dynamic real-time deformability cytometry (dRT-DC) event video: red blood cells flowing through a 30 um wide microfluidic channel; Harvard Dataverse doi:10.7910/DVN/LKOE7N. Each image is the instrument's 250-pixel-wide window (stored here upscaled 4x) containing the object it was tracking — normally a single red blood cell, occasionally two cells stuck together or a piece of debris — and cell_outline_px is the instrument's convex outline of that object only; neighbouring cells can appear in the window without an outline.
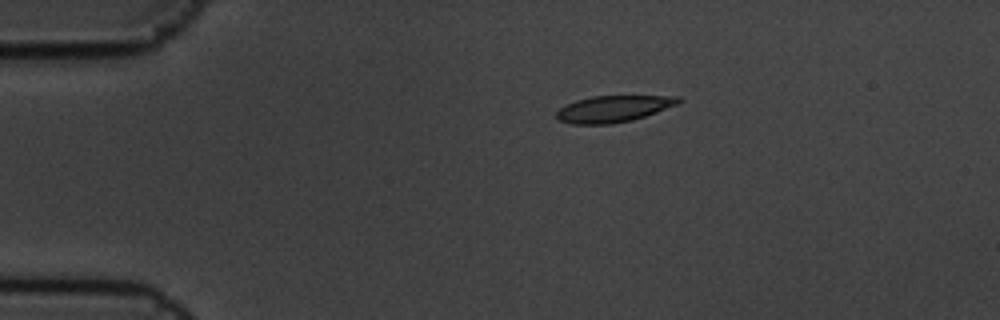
{"species": "common noctule bat (a hibernating species)", "species_latin": "Nyctalus noctula", "temperature_condition": "cold", "stored_images_in_passage": 4, "camera_frame_rate_fps": 3000, "um_per_image_px": 0.085, "animal": {"sex": "male", "body_mass_g": 19.5, "forearm_length_mm": 54.6}, "frame": {"image": 1, "passage_image": 1, "time_ms": 0.0, "image_size_px": [1000, 320], "cell_outline_px": [[680, 104], [632, 120], [612, 124], [572, 124], [560, 120], [556, 116], [556, 112], [560, 108], [576, 100], [592, 96], [680, 96]], "centroid_in_image_um": [52.16, 9.25], "position_along_channel_um": 32.8, "area_um2": 18.73}}
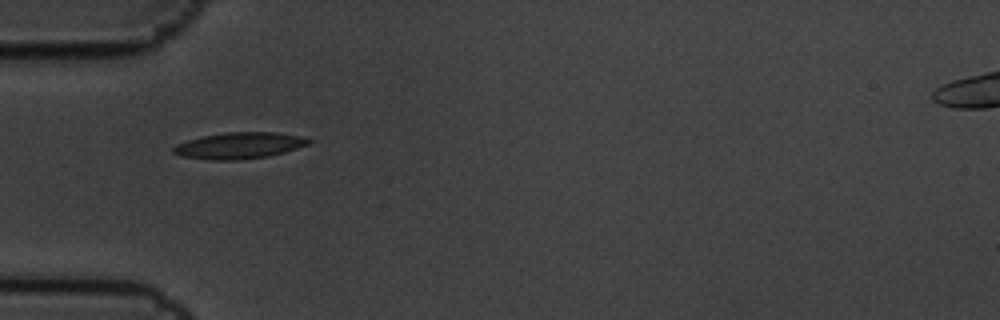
{"frame": {"image": 2, "passage_image": 3, "time_ms": 0.667, "image_size_px": [1000, 320], "cell_outline_px": [[312, 140], [308, 144], [284, 152], [268, 156], [240, 160], [212, 160], [180, 156], [172, 152], [172, 148], [176, 144], [188, 140], [204, 136], [228, 132], [276, 132], [300, 136]], "centroid_in_image_um": [20.31, 12.37], "position_along_channel_um": 64.7, "area_um2": 20.63}}
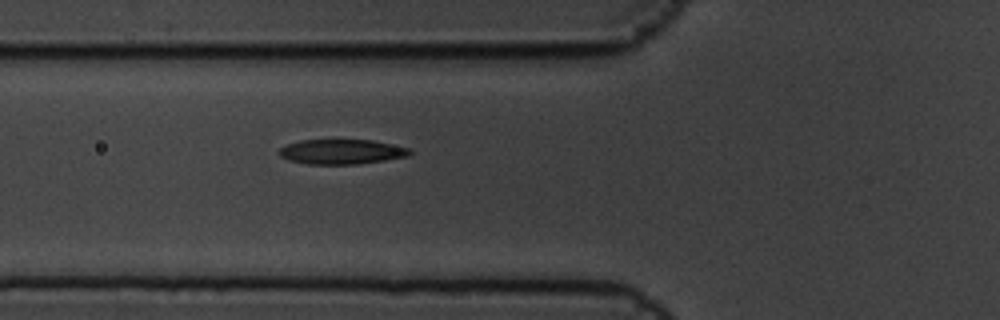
{"frame": {"image": 3, "passage_image": 4, "time_ms": 1.0, "image_size_px": [1000, 320], "cell_outline_px": [[412, 152], [408, 156], [360, 164], [308, 164], [288, 160], [280, 156], [276, 152], [280, 148], [288, 144], [300, 140], [372, 140], [412, 148]], "centroid_in_image_um": [29.04, 12.9], "position_along_channel_um": 96.8, "area_um2": 19.02}}